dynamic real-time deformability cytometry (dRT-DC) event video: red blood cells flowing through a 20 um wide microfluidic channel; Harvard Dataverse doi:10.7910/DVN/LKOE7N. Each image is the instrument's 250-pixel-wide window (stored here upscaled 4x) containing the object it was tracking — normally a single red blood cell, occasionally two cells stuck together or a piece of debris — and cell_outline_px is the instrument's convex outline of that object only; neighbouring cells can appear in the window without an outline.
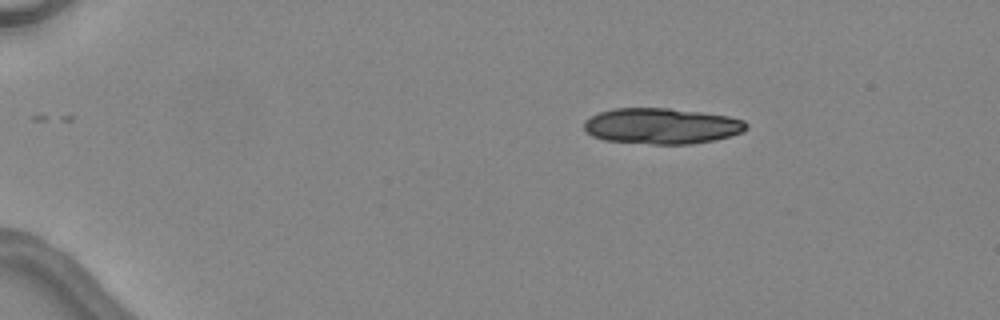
{"species": "common noctule bat (a hibernating species)", "species_latin": "Nyctalus noctula", "temperature_condition": "warm", "stored_images_in_passage": 4, "camera_frame_rate_fps": 3000, "um_per_image_px": 0.085, "animal": {"sex": "female", "body_mass_g": 24.6, "forearm_length_mm": 56.2}, "frame": {"image": 1, "passage_image": 4, "time_ms": 3.667, "image_size_px": [1000, 320], "cell_outline_px": [[748, 128], [744, 132], [712, 140], [692, 144], [652, 144], [604, 140], [592, 136], [584, 128], [584, 120], [600, 112], [612, 108], [668, 108], [700, 112], [728, 116], [744, 120], [748, 124]], "centroid_in_image_um": [56.24, 10.71], "position_along_channel_um": 28.8, "area_um2": 33.87}}